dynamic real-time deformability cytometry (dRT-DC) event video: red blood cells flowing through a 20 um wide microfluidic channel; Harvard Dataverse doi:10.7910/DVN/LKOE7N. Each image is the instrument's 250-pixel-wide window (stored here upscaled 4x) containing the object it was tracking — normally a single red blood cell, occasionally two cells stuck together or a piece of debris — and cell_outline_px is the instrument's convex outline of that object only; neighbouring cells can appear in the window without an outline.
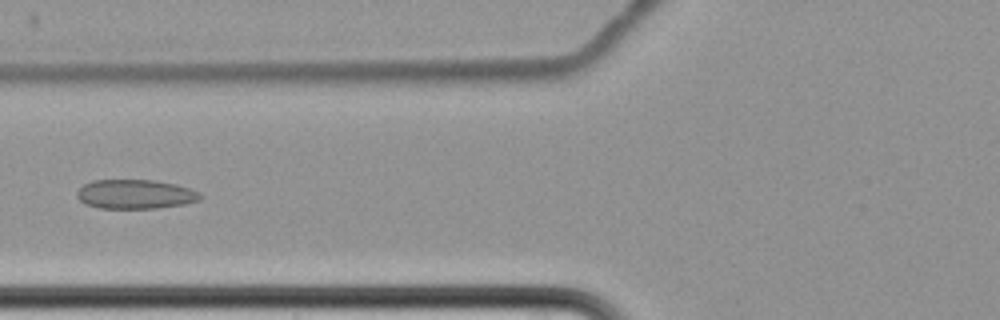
{"species": "common noctule bat (a hibernating species)", "species_latin": "Nyctalus noctula", "temperature_condition": "cold", "stored_images_in_passage": 11, "camera_frame_rate_fps": 3000, "um_per_image_px": 0.085, "animal": {"sex": "female", "body_mass_g": 22.7, "forearm_length_mm": 54.2}, "frame": {"image": 1, "passage_image": 8, "time_ms": 9.667, "image_size_px": [1000, 320], "cell_outline_px": [[200, 200], [184, 204], [156, 208], [100, 208], [84, 204], [76, 196], [76, 192], [84, 184], [92, 180], [156, 180], [176, 184], [200, 192]], "centroid_in_image_um": [11.48, 16.5], "position_along_channel_um": 114.3, "area_um2": 21.04}}
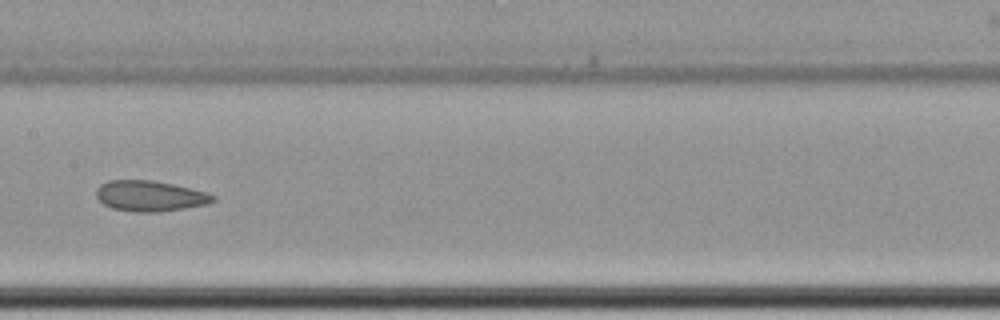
{"frame": {"image": 2, "passage_image": 10, "time_ms": 12.0, "image_size_px": [1000, 320], "cell_outline_px": [[216, 200], [208, 204], [184, 208], [156, 212], [136, 212], [112, 208], [104, 204], [96, 196], [96, 188], [100, 184], [108, 180], [152, 180], [172, 184], [204, 192], [216, 196]], "centroid_in_image_um": [12.72, 16.65], "position_along_channel_um": 194.7, "area_um2": 20.69}}
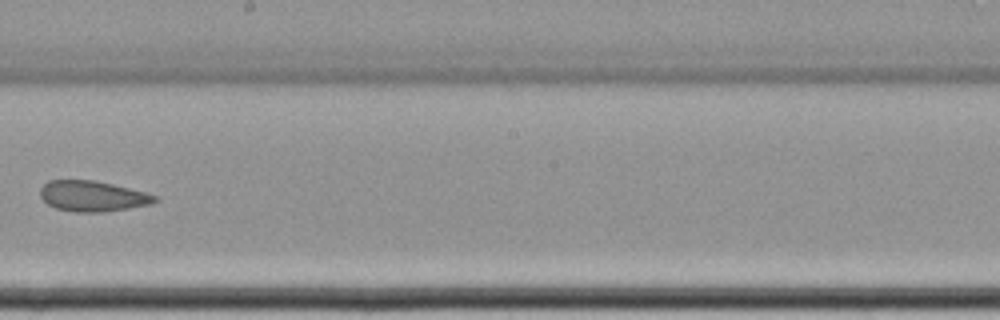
{"frame": {"image": 3, "passage_image": 11, "time_ms": 13.333, "image_size_px": [1000, 320], "cell_outline_px": [[160, 200], [152, 204], [104, 212], [76, 212], [56, 208], [48, 204], [40, 196], [40, 188], [48, 180], [92, 180], [112, 184], [144, 192], [156, 196]], "centroid_in_image_um": [7.87, 16.67], "position_along_channel_um": 240.3, "area_um2": 20.35}}